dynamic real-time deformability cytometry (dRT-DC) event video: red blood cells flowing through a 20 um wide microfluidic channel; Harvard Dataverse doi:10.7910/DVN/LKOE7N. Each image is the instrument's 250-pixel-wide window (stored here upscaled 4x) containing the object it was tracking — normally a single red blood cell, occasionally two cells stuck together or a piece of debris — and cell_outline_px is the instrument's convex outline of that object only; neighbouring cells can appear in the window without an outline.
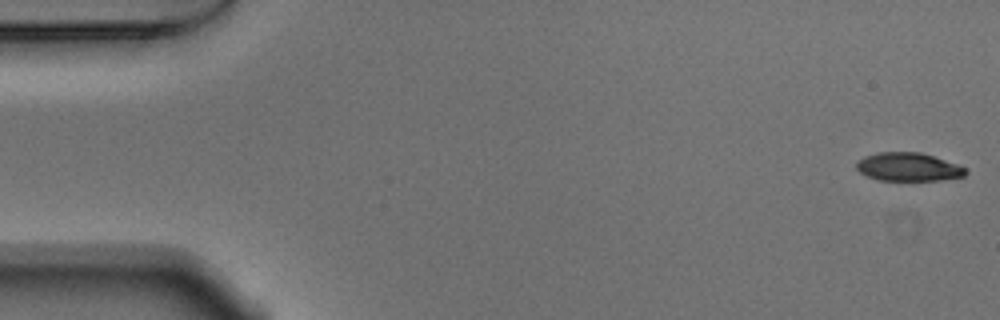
{"species": "Egyptian fruit bat (a non-hibernating species)", "species_latin": "Rousettus aegyptiacus", "temperature_condition": "warm", "stored_images_in_passage": 53, "camera_frame_rate_fps": 3000, "um_per_image_px": 0.085, "animal": {"sex": "male"}, "frame": {"image": 1, "passage_image": 1, "time_ms": 0.0, "image_size_px": [1000, 320], "cell_outline_px": [[968, 172], [964, 176], [940, 180], [880, 180], [868, 176], [860, 172], [856, 168], [856, 164], [864, 156], [880, 152], [920, 152], [956, 164], [964, 168]], "centroid_in_image_um": [77.19, 14.19], "position_along_channel_um": 7.8, "area_um2": 17.74}}
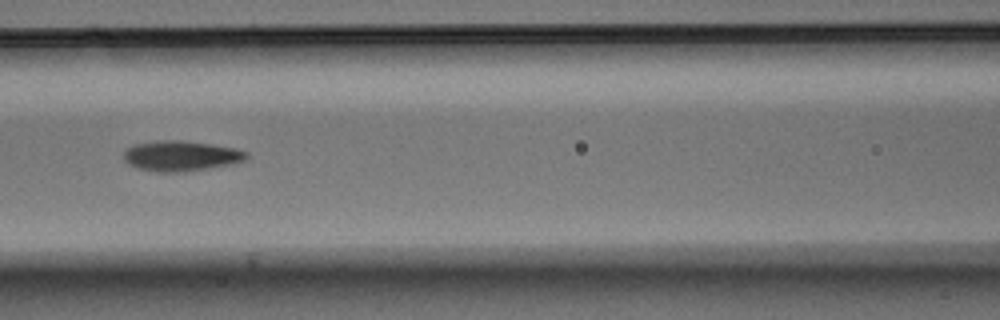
{"frame": {"image": 2, "passage_image": 23, "time_ms": 7.333, "image_size_px": [1000, 320], "cell_outline_px": [[248, 156], [244, 160], [232, 164], [184, 172], [156, 172], [136, 168], [128, 164], [124, 160], [124, 148], [136, 144], [156, 140], [180, 140], [212, 144], [236, 148], [248, 152]], "centroid_in_image_um": [15.35, 13.25], "position_along_channel_um": 151.2, "area_um2": 21.91}}
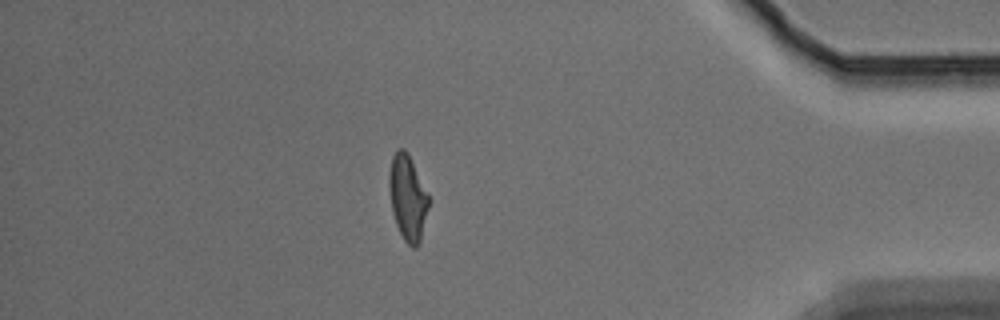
{"frame": {"image": 3, "passage_image": 46, "time_ms": 15.0, "image_size_px": [1000, 320], "cell_outline_px": [[428, 208], [420, 244], [416, 248], [412, 248], [404, 240], [396, 224], [392, 212], [388, 184], [388, 176], [392, 156], [396, 148], [404, 148], [408, 152], [428, 196]], "centroid_in_image_um": [34.63, 16.8], "position_along_channel_um": 400.6, "area_um2": 19.65}, "authors_computed_cell_mechanics": {"area_um2": 20.23, "velocity_mm_per_s": 3.7681, "shape_relaxation_time_tau1_ms": 7.2137, "shape_relaxation_time_tau2_ms": 2.5096, "deformation_change_tau1": 0.2517, "deformation_change_tau2": 0.0892}}